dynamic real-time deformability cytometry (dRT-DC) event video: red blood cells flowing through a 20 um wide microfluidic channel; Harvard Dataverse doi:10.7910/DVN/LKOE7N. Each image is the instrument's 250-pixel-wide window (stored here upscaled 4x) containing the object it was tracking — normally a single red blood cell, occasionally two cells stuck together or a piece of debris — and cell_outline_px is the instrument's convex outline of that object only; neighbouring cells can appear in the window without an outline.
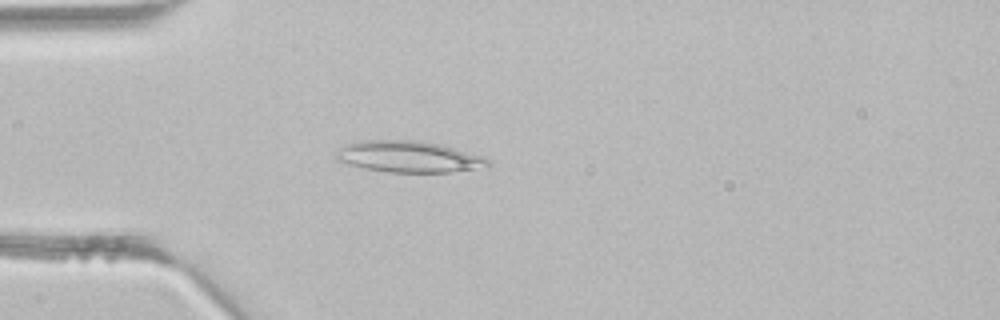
{"species": "common noctule bat (a hibernating species)", "species_latin": "Nyctalus noctula", "temperature_condition": "room temperature", "stored_images_in_passage": 41, "camera_frame_rate_fps": 3000, "um_per_image_px": 0.085, "animal": {"sex": "male", "body_mass_g": 21.5, "forearm_length_mm": 52.0}, "frame": {"image": 1, "passage_image": 11, "time_ms": 3.333, "image_size_px": [1000, 320], "cell_outline_px": [[492, 160], [488, 164], [460, 172], [388, 172], [364, 168], [348, 164], [336, 160], [336, 152], [340, 148], [348, 144], [360, 140], [420, 140], [440, 144], [456, 148], [484, 156]], "centroid_in_image_um": [34.74, 13.31], "position_along_channel_um": 50.3, "area_um2": 27.8}}
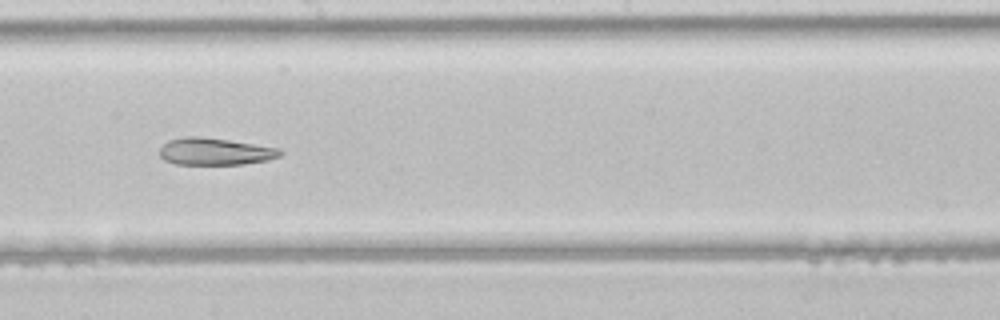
{"frame": {"image": 2, "passage_image": 23, "time_ms": 7.333, "image_size_px": [1000, 320], "cell_outline_px": [[284, 152], [280, 156], [268, 160], [244, 164], [176, 164], [164, 160], [160, 156], [160, 148], [168, 140], [184, 136], [200, 136], [228, 140], [280, 148]], "centroid_in_image_um": [18.28, 12.87], "position_along_channel_um": 229.9, "area_um2": 19.07}}
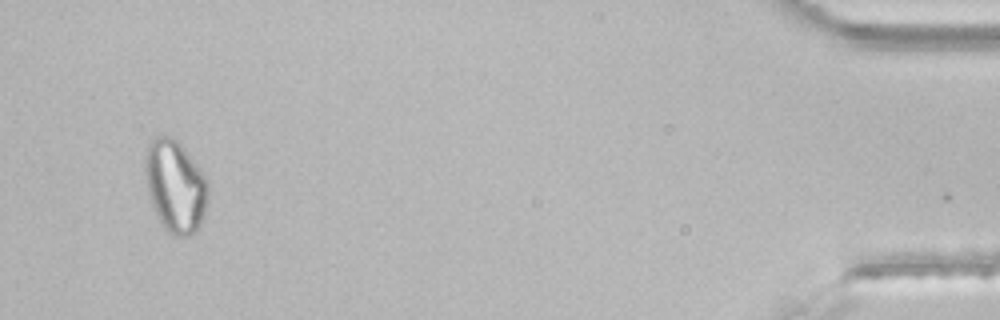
{"frame": {"image": 3, "passage_image": 40, "time_ms": 13.0, "image_size_px": [1000, 320], "cell_outline_px": [[208, 200], [204, 216], [200, 224], [188, 236], [176, 236], [168, 232], [160, 224], [152, 208], [148, 192], [144, 172], [144, 160], [148, 144], [152, 136], [168, 136], [176, 140], [184, 148], [204, 176], [208, 184]], "centroid_in_image_um": [14.86, 15.83], "position_along_channel_um": 420.3, "area_um2": 33.93}}